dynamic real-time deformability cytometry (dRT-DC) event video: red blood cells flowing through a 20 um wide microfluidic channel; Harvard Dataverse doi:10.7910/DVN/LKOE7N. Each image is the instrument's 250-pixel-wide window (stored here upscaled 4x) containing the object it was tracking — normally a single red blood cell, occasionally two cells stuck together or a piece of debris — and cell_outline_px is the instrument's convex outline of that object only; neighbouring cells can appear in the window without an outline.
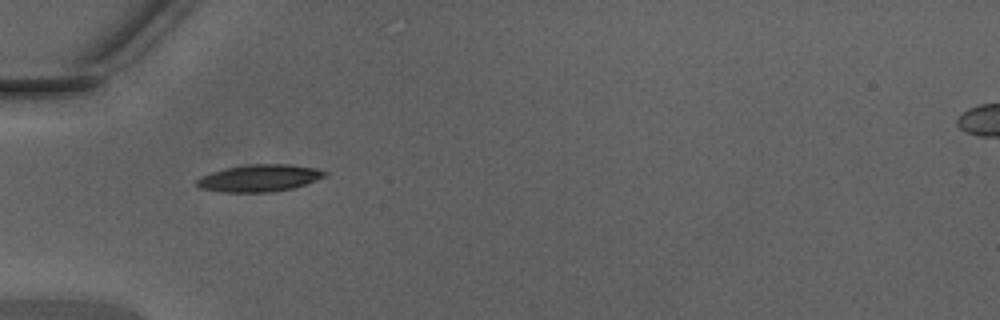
{"species": "Egyptian fruit bat (a non-hibernating species)", "species_latin": "Rousettus aegyptiacus", "temperature_condition": "warm", "stored_images_in_passage": 33, "camera_frame_rate_fps": 3000, "um_per_image_px": 0.085, "animal": {"sex": "male"}, "frame": {"image": 1, "passage_image": 1, "time_ms": 0.0, "image_size_px": [1000, 320], "cell_outline_px": [[328, 176], [292, 188], [272, 192], [224, 192], [200, 188], [196, 184], [196, 180], [200, 176], [224, 168], [248, 164], [288, 164], [316, 168], [328, 172]], "centroid_in_image_um": [22.05, 15.13], "position_along_channel_um": 62.9, "area_um2": 20.23}}
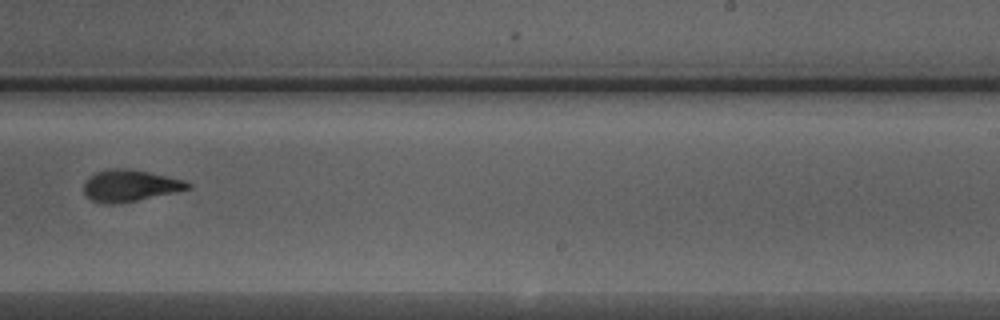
{"frame": {"image": 2, "passage_image": 16, "time_ms": 5.0, "image_size_px": [1000, 320], "cell_outline_px": [[192, 188], [176, 192], [136, 200], [112, 204], [108, 204], [92, 200], [84, 192], [84, 184], [88, 176], [96, 172], [124, 168], [128, 168], [148, 172], [184, 180], [192, 184]], "centroid_in_image_um": [11.07, 15.78], "position_along_channel_um": 277.9, "area_um2": 18.84}}
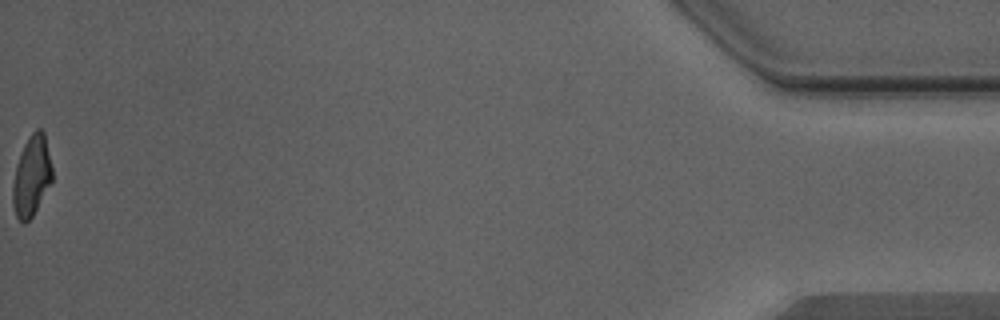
{"frame": {"image": 3, "passage_image": 33, "time_ms": 10.667, "image_size_px": [1000, 320], "cell_outline_px": [[52, 180], [32, 216], [24, 224], [16, 216], [12, 204], [12, 188], [16, 164], [24, 144], [32, 132], [36, 128], [40, 128], [44, 132], [52, 168]], "centroid_in_image_um": [2.67, 14.95], "position_along_channel_um": 432.5, "area_um2": 18.26}, "authors_computed_cell_mechanics": {"area_um2": 19.3052, "velocity_mm_per_s": 4.3939, "shape_relaxation_time_tau1_ms": 9.5403, "shape_relaxation_time_tau2_ms": 1.5601, "deformation_change_tau1": 0.2736, "deformation_change_tau2": 0.0879}}